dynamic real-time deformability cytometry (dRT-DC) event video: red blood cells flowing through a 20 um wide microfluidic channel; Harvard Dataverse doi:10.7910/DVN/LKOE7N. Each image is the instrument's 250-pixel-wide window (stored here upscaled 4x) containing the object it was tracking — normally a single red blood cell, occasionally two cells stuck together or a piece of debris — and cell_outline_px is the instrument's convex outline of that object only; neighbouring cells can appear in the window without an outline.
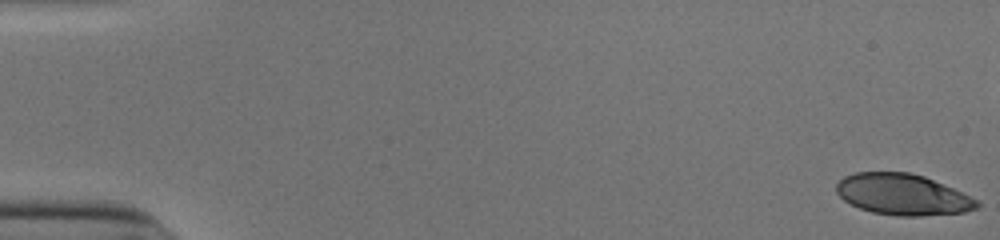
{"species": "human", "species_latin": "Homo sapiens", "temperature_condition": "cold", "stored_images_in_passage": 48, "camera_frame_rate_fps": 3000, "um_per_image_px": 0.085, "donor": {"sex": "male"}, "frame": {"image": 1, "passage_image": 1, "time_ms": 0.0, "image_size_px": [1000, 240], "cell_outline_px": [[980, 204], [976, 208], [964, 212], [920, 216], [896, 216], [872, 212], [860, 208], [844, 200], [836, 192], [836, 184], [844, 176], [856, 172], [912, 172], [924, 176], [980, 200]], "centroid_in_image_um": [76.73, 16.53], "position_along_channel_um": 8.3, "area_um2": 33.64}}
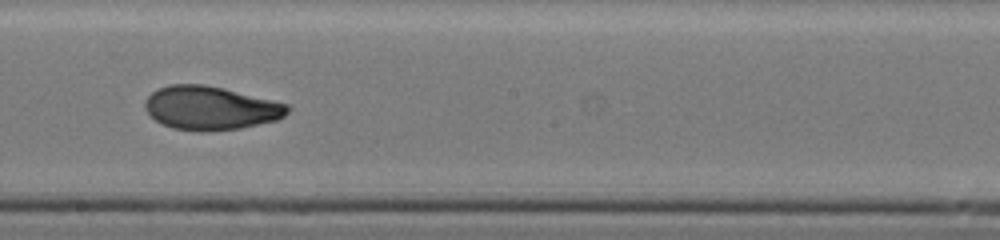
{"frame": {"image": 2, "passage_image": 31, "time_ms": 10.0, "image_size_px": [1000, 240], "cell_outline_px": [[292, 108], [284, 116], [276, 120], [240, 128], [204, 132], [196, 132], [172, 128], [156, 120], [144, 108], [144, 100], [152, 92], [168, 84], [204, 84], [224, 88], [288, 104]], "centroid_in_image_um": [17.89, 9.18], "position_along_channel_um": 230.3, "area_um2": 36.3}}
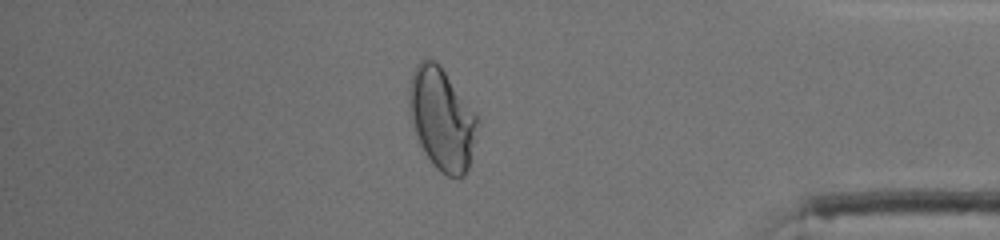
{"frame": {"image": 3, "passage_image": 46, "time_ms": 15.0, "image_size_px": [1000, 240], "cell_outline_px": [[476, 124], [468, 168], [464, 176], [448, 176], [440, 172], [432, 164], [420, 144], [416, 132], [408, 100], [408, 88], [412, 72], [416, 64], [424, 56], [428, 56], [436, 60], [440, 64], [476, 112]], "centroid_in_image_um": [37.53, 10.01], "position_along_channel_um": 397.7, "area_um2": 40.17}}